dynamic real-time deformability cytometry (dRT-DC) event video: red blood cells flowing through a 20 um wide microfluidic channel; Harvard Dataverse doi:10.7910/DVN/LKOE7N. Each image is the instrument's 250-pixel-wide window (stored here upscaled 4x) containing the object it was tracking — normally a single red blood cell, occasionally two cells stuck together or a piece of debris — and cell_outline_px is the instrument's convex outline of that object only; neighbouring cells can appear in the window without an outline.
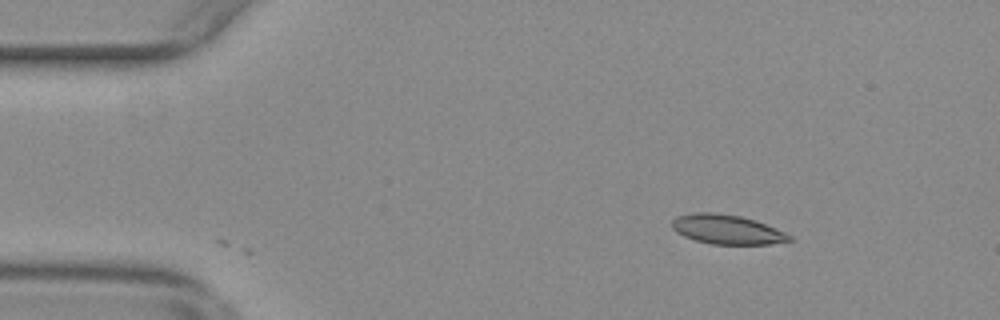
{"species": "common noctule bat (a hibernating species)", "species_latin": "Nyctalus noctula", "temperature_condition": "warm", "stored_images_in_passage": 7, "camera_frame_rate_fps": 3000, "um_per_image_px": 0.085, "animal": {"sex": "female", "body_mass_g": 29.2, "forearm_length_mm": 56.3}, "frame": {"image": 1, "passage_image": 7, "time_ms": 2.0, "image_size_px": [1000, 320], "cell_outline_px": [[792, 240], [768, 244], [712, 244], [696, 240], [684, 236], [676, 232], [672, 228], [672, 220], [676, 216], [692, 212], [712, 212], [740, 216], [756, 220], [784, 232], [792, 236]], "centroid_in_image_um": [61.76, 19.49], "position_along_channel_um": 23.2, "area_um2": 20.06}}